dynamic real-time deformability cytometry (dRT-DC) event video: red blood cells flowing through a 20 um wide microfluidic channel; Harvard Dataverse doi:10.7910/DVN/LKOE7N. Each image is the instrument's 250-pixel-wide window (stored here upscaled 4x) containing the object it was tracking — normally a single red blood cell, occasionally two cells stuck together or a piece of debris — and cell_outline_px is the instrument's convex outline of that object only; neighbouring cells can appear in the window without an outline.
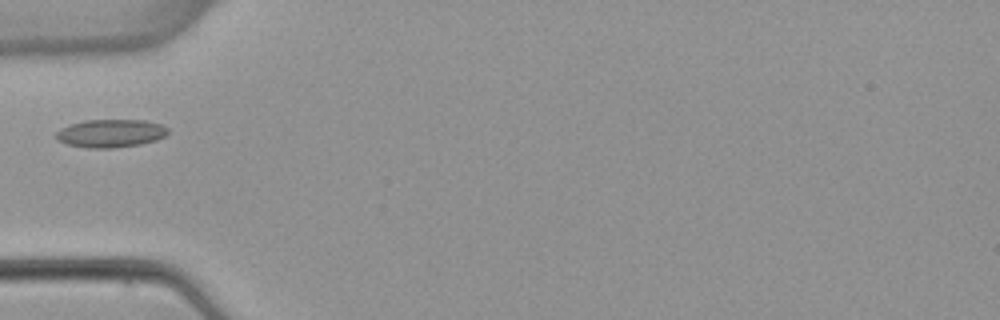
{"species": "common noctule bat (a hibernating species)", "species_latin": "Nyctalus noctula", "temperature_condition": "warm", "stored_images_in_passage": 3, "camera_frame_rate_fps": 3000, "um_per_image_px": 0.085, "animal": {"sex": "female", "body_mass_g": 22.7, "forearm_length_mm": 54.2}, "frame": {"image": 1, "passage_image": 3, "time_ms": 3.333, "image_size_px": [1000, 320], "cell_outline_px": [[168, 132], [164, 136], [156, 140], [140, 144], [112, 148], [88, 148], [68, 144], [56, 140], [56, 132], [60, 128], [84, 120], [144, 120], [160, 124], [168, 128]], "centroid_in_image_um": [9.39, 11.33], "position_along_channel_um": 75.6, "area_um2": 18.21}}